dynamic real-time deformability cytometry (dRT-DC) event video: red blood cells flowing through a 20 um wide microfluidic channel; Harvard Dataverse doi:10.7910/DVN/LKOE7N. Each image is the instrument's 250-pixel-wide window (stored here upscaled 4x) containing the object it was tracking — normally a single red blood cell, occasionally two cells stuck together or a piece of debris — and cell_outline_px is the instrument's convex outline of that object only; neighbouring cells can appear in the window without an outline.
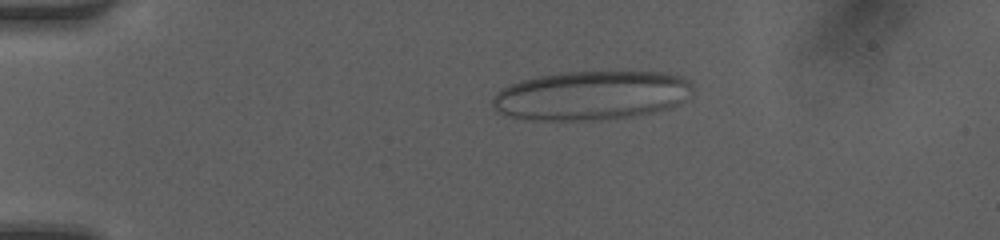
{"species": "human", "species_latin": "Homo sapiens", "temperature_condition": "room temperature", "stored_images_in_passage": 24, "camera_frame_rate_fps": 3000, "um_per_image_px": 0.085, "donor": {"sex": "female"}, "frame": {"image": 1, "passage_image": 1, "time_ms": 0.0, "image_size_px": [1000, 240], "cell_outline_px": [[692, 92], [680, 104], [652, 112], [632, 116], [588, 120], [524, 120], [508, 116], [496, 112], [492, 104], [492, 100], [496, 92], [508, 84], [540, 76], [564, 72], [668, 72], [692, 80]], "centroid_in_image_um": [50.25, 8.11], "position_along_channel_um": 34.8, "area_um2": 57.45}}
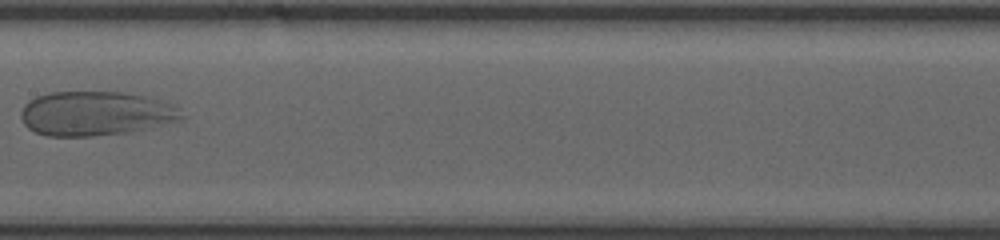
{"frame": {"image": 2, "passage_image": 9, "time_ms": 2.667, "image_size_px": [1000, 240], "cell_outline_px": [[184, 120], [128, 132], [92, 136], [48, 136], [36, 132], [28, 128], [24, 124], [20, 116], [20, 112], [24, 104], [28, 100], [36, 96], [48, 92], [124, 92], [148, 96], [172, 104], [180, 108], [184, 116]], "centroid_in_image_um": [8.14, 9.64], "position_along_channel_um": 199.3, "area_um2": 41.91}}
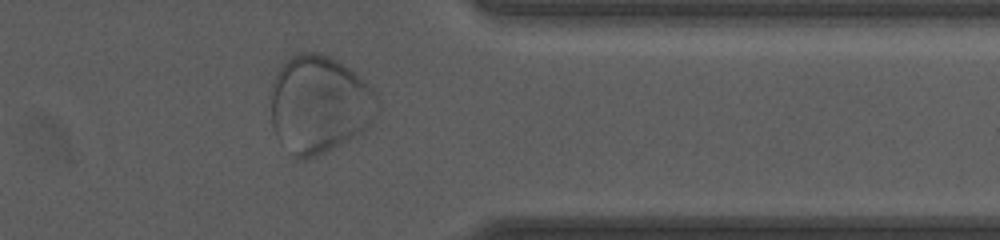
{"frame": {"image": 3, "passage_image": 18, "time_ms": 5.667, "image_size_px": [1000, 240], "cell_outline_px": [[380, 112], [360, 132], [340, 144], [324, 152], [304, 160], [300, 160], [280, 144], [276, 136], [272, 124], [272, 80], [276, 72], [292, 56], [300, 52], [320, 52], [344, 64], [356, 72], [376, 92]], "centroid_in_image_um": [27.14, 8.85], "position_along_channel_um": 384.3, "area_um2": 60.63}}